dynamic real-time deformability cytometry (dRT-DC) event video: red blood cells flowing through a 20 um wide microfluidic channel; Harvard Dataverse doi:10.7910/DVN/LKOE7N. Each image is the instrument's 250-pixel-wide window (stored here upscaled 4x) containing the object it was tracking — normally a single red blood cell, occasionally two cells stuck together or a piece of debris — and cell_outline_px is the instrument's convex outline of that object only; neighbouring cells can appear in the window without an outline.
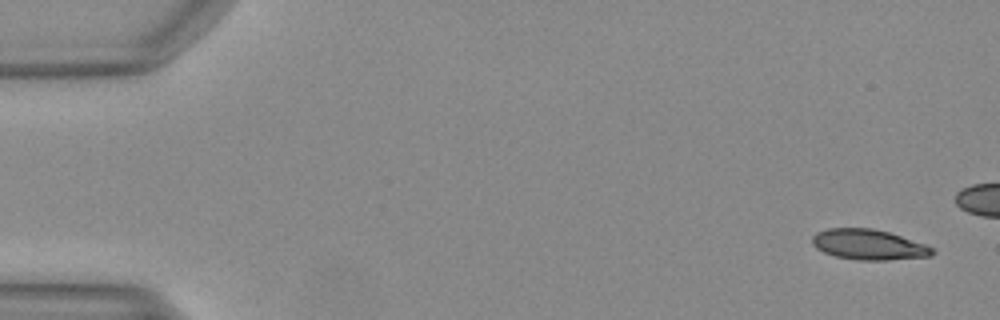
{"species": "Egyptian fruit bat (a non-hibernating species)", "species_latin": "Rousettus aegyptiacus", "temperature_condition": "warm", "stored_images_in_passage": 40, "camera_frame_rate_fps": 3000, "um_per_image_px": 0.085, "animal": {"sex": "female"}, "frame": {"image": 1, "passage_image": 1, "time_ms": 0.0, "image_size_px": [1000, 320], "cell_outline_px": [[936, 252], [932, 256], [888, 260], [856, 260], [836, 256], [824, 252], [816, 248], [812, 244], [812, 236], [816, 232], [828, 228], [872, 228], [888, 232], [936, 248]], "centroid_in_image_um": [73.84, 20.79], "position_along_channel_um": 11.2, "area_um2": 21.33}}
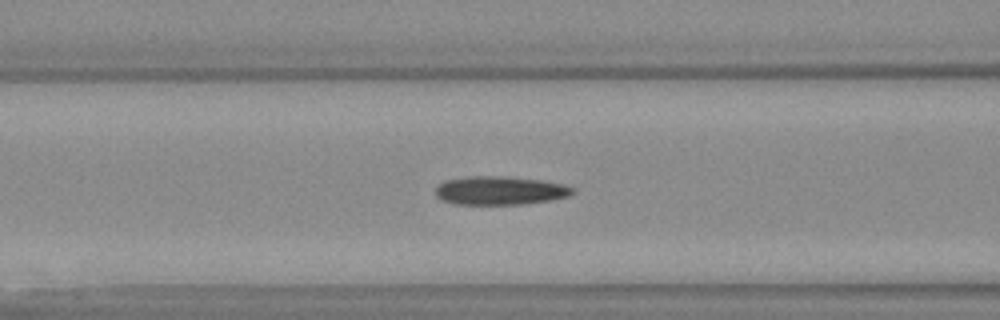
{"frame": {"image": 2, "passage_image": 19, "time_ms": 6.0, "image_size_px": [1000, 320], "cell_outline_px": [[572, 192], [568, 196], [548, 200], [524, 204], [456, 204], [440, 200], [436, 196], [436, 188], [440, 184], [448, 180], [472, 176], [500, 176], [540, 180], [560, 184], [572, 188]], "centroid_in_image_um": [42.44, 16.2], "position_along_channel_um": 124.2, "area_um2": 22.31}}
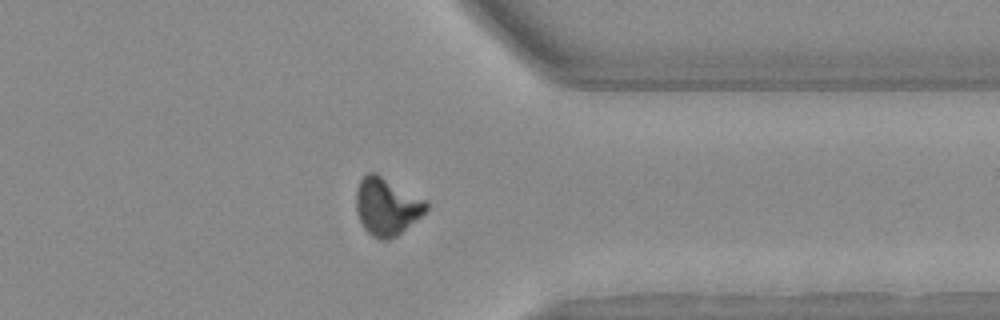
{"frame": {"image": 3, "passage_image": 38, "time_ms": 12.333, "image_size_px": [1000, 320], "cell_outline_px": [[428, 208], [420, 216], [396, 236], [388, 240], [380, 240], [372, 236], [364, 228], [360, 220], [356, 208], [356, 192], [360, 180], [368, 172], [376, 172], [428, 200]], "centroid_in_image_um": [32.88, 17.52], "position_along_channel_um": 378.5, "area_um2": 23.52}}